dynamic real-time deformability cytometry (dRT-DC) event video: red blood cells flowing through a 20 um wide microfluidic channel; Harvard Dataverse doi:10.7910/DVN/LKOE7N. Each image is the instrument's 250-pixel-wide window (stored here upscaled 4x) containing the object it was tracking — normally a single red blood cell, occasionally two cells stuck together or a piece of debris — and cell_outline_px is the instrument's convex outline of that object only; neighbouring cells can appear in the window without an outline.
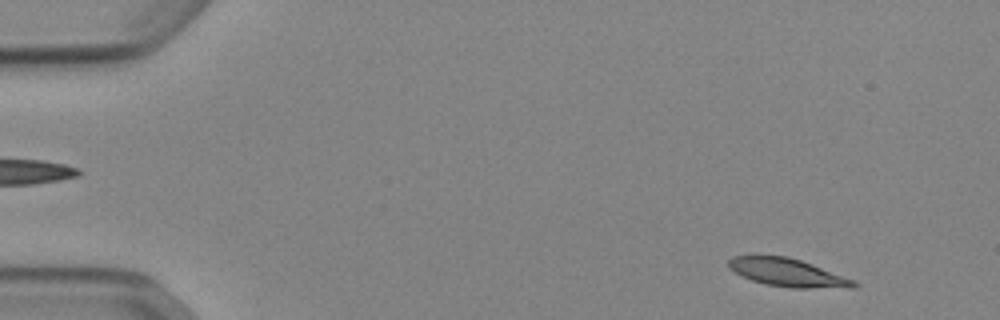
{"species": "Egyptian fruit bat (a non-hibernating species)", "species_latin": "Rousettus aegyptiacus", "temperature_condition": "cold", "stored_images_in_passage": 52, "camera_frame_rate_fps": 3000, "um_per_image_px": 0.085, "animal": {"sex": "female"}, "frame": {"image": 1, "passage_image": 4, "time_ms": 1.0, "image_size_px": [1000, 320], "cell_outline_px": [[860, 284], [856, 288], [792, 288], [764, 284], [752, 280], [728, 268], [728, 260], [732, 256], [788, 256], [812, 264], [856, 280]], "centroid_in_image_um": [67.02, 23.18], "position_along_channel_um": 18.0, "area_um2": 20.52}}
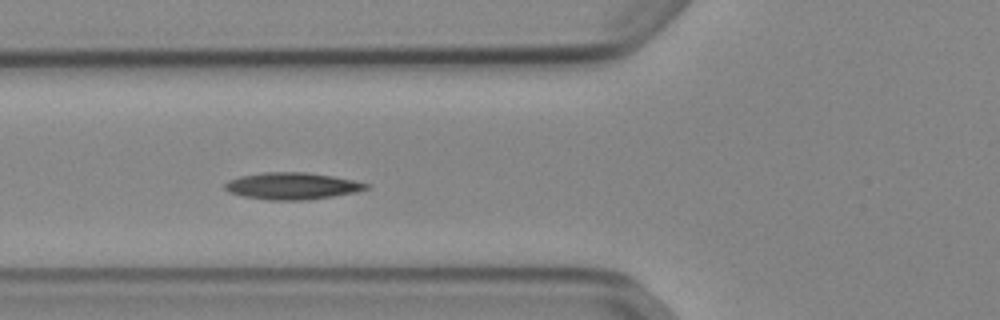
{"frame": {"image": 2, "passage_image": 19, "time_ms": 6.0, "image_size_px": [1000, 320], "cell_outline_px": [[372, 184], [368, 188], [356, 192], [308, 200], [268, 200], [244, 196], [228, 192], [224, 188], [224, 184], [228, 180], [240, 176], [264, 172], [304, 172], [332, 176]], "centroid_in_image_um": [24.82, 15.81], "position_along_channel_um": 101.0, "area_um2": 22.08}}
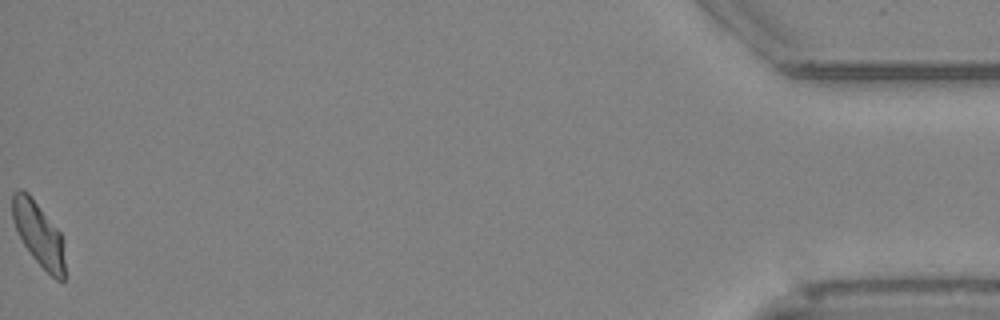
{"frame": {"image": 3, "passage_image": 52, "time_ms": 17.0, "image_size_px": [1000, 320], "cell_outline_px": [[64, 280], [56, 280], [32, 256], [24, 244], [12, 220], [12, 192], [16, 188], [20, 188], [28, 192], [60, 232], [64, 260]], "centroid_in_image_um": [3.25, 19.83], "position_along_channel_um": 432.0, "area_um2": 19.19}, "authors_computed_cell_mechanics": {"area_um2": 20.3745, "velocity_mm_per_s": 3.8539, "shape_relaxation_time_tau1_ms": 7.567, "shape_relaxation_time_tau2_ms": 3.838, "deformation_change_tau1": 0.175, "deformation_change_tau2": 0.0876}}